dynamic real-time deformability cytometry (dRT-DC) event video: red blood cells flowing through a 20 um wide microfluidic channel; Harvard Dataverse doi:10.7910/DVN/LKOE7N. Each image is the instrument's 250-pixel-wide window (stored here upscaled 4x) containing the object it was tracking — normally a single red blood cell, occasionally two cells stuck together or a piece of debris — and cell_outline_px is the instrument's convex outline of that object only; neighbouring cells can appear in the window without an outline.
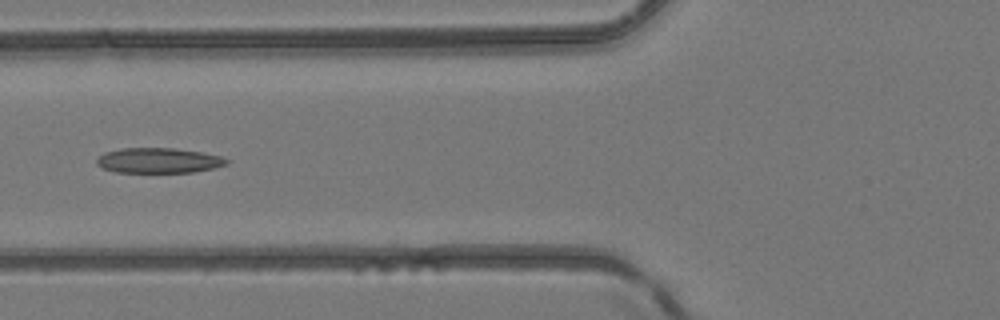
{"species": "common noctule bat (a hibernating species)", "species_latin": "Nyctalus noctula", "temperature_condition": "room temperature", "stored_images_in_passage": 4, "camera_frame_rate_fps": 3000, "um_per_image_px": 0.085, "animal": {"sex": "female", "body_mass_g": 24.6, "forearm_length_mm": 56.2}, "frame": {"image": 1, "passage_image": 4, "time_ms": 3.333, "image_size_px": [1000, 320], "cell_outline_px": [[228, 164], [216, 168], [192, 172], [116, 172], [104, 168], [96, 164], [96, 160], [104, 152], [120, 148], [176, 148], [200, 152], [220, 156], [228, 160]], "centroid_in_image_um": [13.48, 13.64], "position_along_channel_um": 112.3, "area_um2": 19.02}}